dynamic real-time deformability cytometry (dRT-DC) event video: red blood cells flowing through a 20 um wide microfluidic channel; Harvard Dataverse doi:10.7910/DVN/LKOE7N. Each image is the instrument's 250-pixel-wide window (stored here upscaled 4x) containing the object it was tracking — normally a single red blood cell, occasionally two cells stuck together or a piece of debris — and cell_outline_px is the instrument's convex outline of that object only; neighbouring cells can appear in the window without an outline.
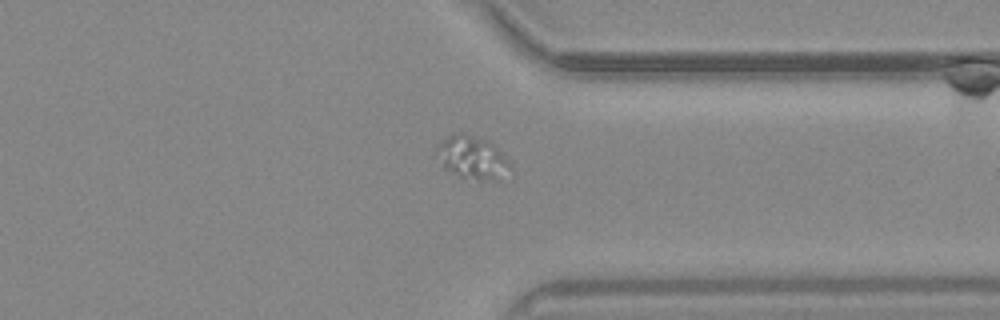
{"species": "common noctule bat (a hibernating species)", "species_latin": "Nyctalus noctula", "temperature_condition": "warm", "stored_images_in_passage": 46, "segment_of_instrument_passage": [2, 2], "camera_frame_rate_fps": 3000, "um_per_image_px": 0.085, "animal": {"sex": "male", "body_mass_g": 20.4}, "frame": {"image": 1, "passage_image": 32, "time_ms": 10.333, "image_size_px": [1000, 320], "cell_outline_px": [[512, 168], [496, 180], [480, 184], [464, 180], [444, 168], [436, 152], [436, 144], [448, 136], [460, 132], [464, 132], [488, 140], [512, 164]], "centroid_in_image_um": [40.13, 13.45], "position_along_channel_um": 371.3, "area_um2": 19.07}}